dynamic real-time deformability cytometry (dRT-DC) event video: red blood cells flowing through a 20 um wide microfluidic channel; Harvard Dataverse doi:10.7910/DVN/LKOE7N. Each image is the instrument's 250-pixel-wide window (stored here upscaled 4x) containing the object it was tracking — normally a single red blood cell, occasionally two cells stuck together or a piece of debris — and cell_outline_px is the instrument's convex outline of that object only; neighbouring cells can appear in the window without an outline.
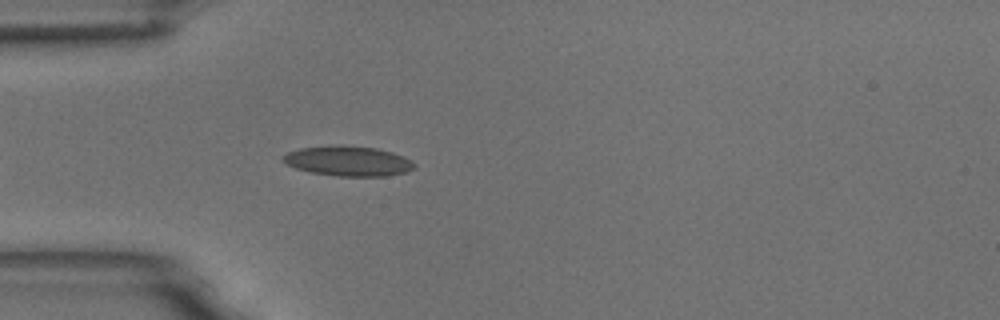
{"species": "common noctule bat (a hibernating species)", "species_latin": "Nyctalus noctula", "temperature_condition": "room temperature", "stored_images_in_passage": 2, "camera_frame_rate_fps": 3000, "um_per_image_px": 0.085, "animal": {"sex": "male", "body_mass_g": 18.8}, "frame": {"image": 1, "passage_image": 2, "time_ms": 0.333, "image_size_px": [1000, 320], "cell_outline_px": [[416, 168], [408, 172], [388, 176], [336, 176], [312, 172], [296, 168], [284, 164], [280, 156], [288, 152], [300, 148], [332, 144], [344, 144], [376, 148], [392, 152], [404, 156], [412, 160], [416, 164]], "centroid_in_image_um": [29.6, 13.67], "position_along_channel_um": 55.4, "area_um2": 23.52}}